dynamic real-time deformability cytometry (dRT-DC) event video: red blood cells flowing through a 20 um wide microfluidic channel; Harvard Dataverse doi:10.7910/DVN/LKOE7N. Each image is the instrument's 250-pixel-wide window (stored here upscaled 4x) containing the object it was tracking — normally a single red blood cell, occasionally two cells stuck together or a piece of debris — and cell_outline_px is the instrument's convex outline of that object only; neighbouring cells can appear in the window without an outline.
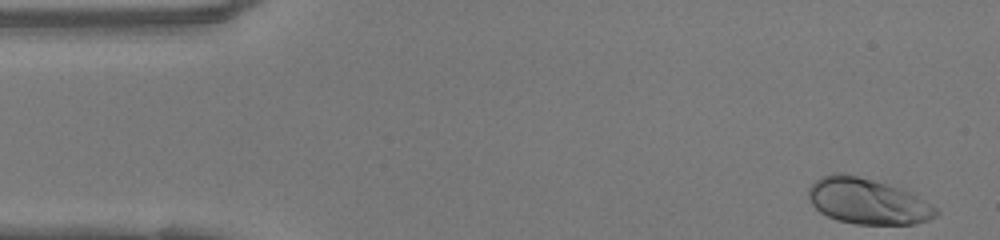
{"species": "human", "species_latin": "Homo sapiens", "temperature_condition": "warm", "stored_images_in_passage": 38, "camera_frame_rate_fps": 3000, "um_per_image_px": 0.085, "donor": {"sex": "female"}, "frame": {"image": 1, "passage_image": 1, "time_ms": 0.0, "image_size_px": [1000, 240], "cell_outline_px": [[940, 212], [936, 216], [928, 220], [916, 224], [856, 224], [836, 220], [820, 212], [812, 204], [808, 196], [808, 188], [820, 176], [832, 172], [844, 172], [888, 184], [908, 192], [932, 204]], "centroid_in_image_um": [73.71, 17.1], "position_along_channel_um": 11.3, "area_um2": 34.1}}
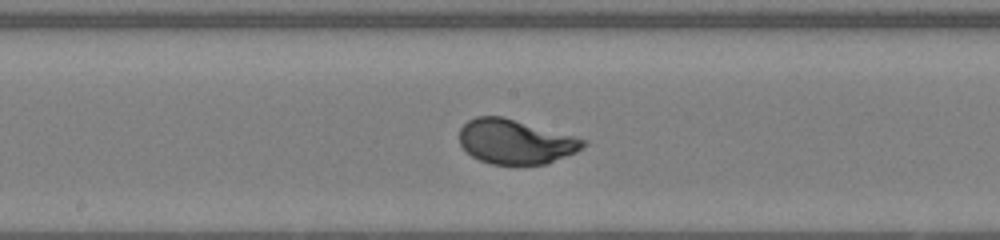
{"frame": {"image": 2, "passage_image": 23, "time_ms": 7.333, "image_size_px": [1000, 240], "cell_outline_px": [[588, 144], [584, 148], [576, 152], [548, 164], [520, 168], [516, 168], [488, 164], [472, 156], [460, 144], [460, 128], [468, 120], [476, 116], [504, 116], [588, 140]], "centroid_in_image_um": [43.85, 12.09], "position_along_channel_um": 204.4, "area_um2": 33.23}}
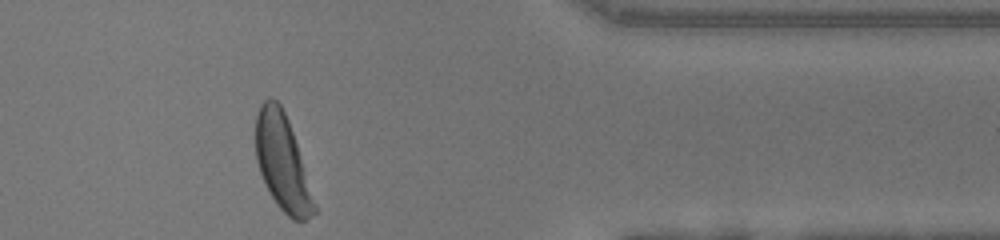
{"frame": {"image": 3, "passage_image": 38, "time_ms": 12.333, "image_size_px": [1000, 240], "cell_outline_px": [[316, 212], [304, 220], [292, 220], [276, 204], [260, 172], [256, 160], [256, 116], [260, 104], [268, 96], [272, 96], [280, 104], [288, 120], [316, 204]], "centroid_in_image_um": [23.99, 13.78], "position_along_channel_um": 387.4, "area_um2": 32.08}, "authors_computed_cell_mechanics": {"area_um2": 32.2235, "velocity_mm_per_s": 4.1548, "shape_relaxation_time_tau1_ms": 2.3182, "shape_relaxation_time_tau2_ms": null, "deformation_change_tau1": 0.1639, "deformation_change_tau2": null}}